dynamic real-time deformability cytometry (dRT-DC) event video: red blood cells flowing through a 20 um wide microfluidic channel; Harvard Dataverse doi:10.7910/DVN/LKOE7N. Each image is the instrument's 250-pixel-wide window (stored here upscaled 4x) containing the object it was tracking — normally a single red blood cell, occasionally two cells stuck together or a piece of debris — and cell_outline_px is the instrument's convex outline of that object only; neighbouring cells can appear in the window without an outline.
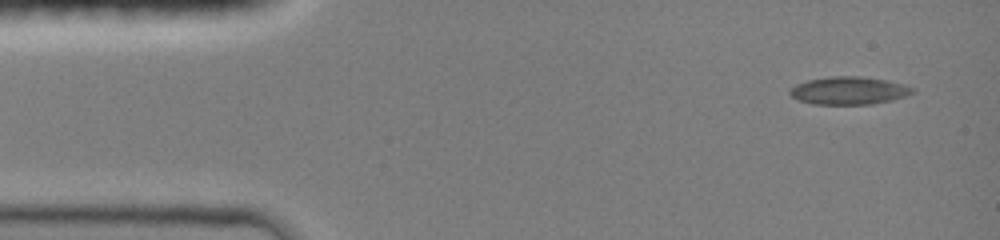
{"species": "common noctule bat (a hibernating species)", "species_latin": "Nyctalus noctula", "temperature_condition": "room temperature", "stored_images_in_passage": 4, "camera_frame_rate_fps": 3000, "um_per_image_px": 0.085, "animal": {"sex": "female", "body_mass_g": 19.0, "forearm_length_mm": 51.5}, "frame": {"image": 1, "passage_image": 1, "time_ms": 0.0, "image_size_px": [1000, 240], "cell_outline_px": [[916, 92], [892, 100], [872, 104], [812, 104], [800, 100], [792, 96], [788, 92], [796, 84], [808, 80], [828, 76], [860, 76], [888, 80], [916, 88]], "centroid_in_image_um": [72.18, 7.69], "position_along_channel_um": 12.8, "area_um2": 19.88}}
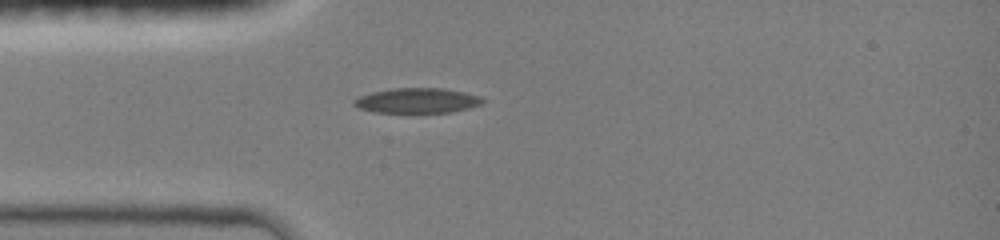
{"frame": {"image": 2, "passage_image": 4, "time_ms": 3.0, "image_size_px": [1000, 240], "cell_outline_px": [[484, 100], [480, 104], [468, 108], [452, 112], [372, 112], [360, 108], [352, 104], [352, 100], [360, 96], [372, 92], [392, 88], [444, 88], [484, 96]], "centroid_in_image_um": [35.47, 8.54], "position_along_channel_um": 49.5, "area_um2": 18.79}}